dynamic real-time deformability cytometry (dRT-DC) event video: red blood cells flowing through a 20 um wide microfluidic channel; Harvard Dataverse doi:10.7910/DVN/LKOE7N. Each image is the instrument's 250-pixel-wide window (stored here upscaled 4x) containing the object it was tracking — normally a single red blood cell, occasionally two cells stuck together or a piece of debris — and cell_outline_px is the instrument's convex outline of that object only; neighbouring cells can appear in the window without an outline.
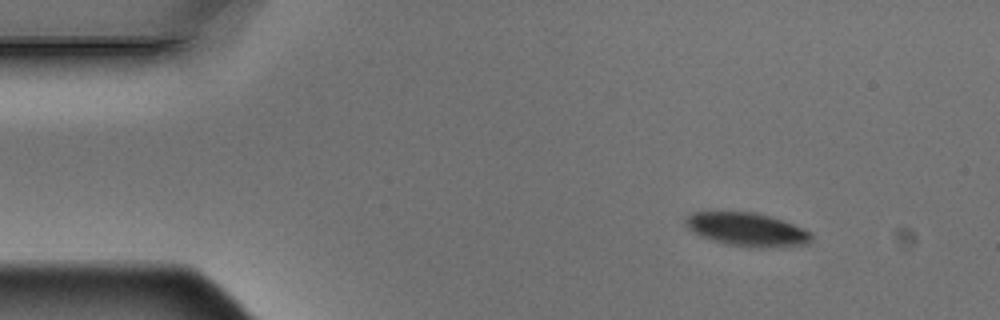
{"species": "Egyptian fruit bat (a non-hibernating species)", "species_latin": "Rousettus aegyptiacus", "temperature_condition": "warm", "stored_images_in_passage": 4, "camera_frame_rate_fps": 3000, "um_per_image_px": 0.085, "animal": {"sex": "male"}, "frame": {"image": 1, "passage_image": 1, "time_ms": 0.0, "image_size_px": [1000, 320], "cell_outline_px": [[812, 240], [808, 244], [768, 248], [760, 248], [728, 244], [712, 240], [688, 228], [684, 220], [684, 216], [692, 212], [756, 212], [792, 224], [808, 232], [812, 236]], "centroid_in_image_um": [63.48, 19.5], "position_along_channel_um": 21.5, "area_um2": 24.1}}
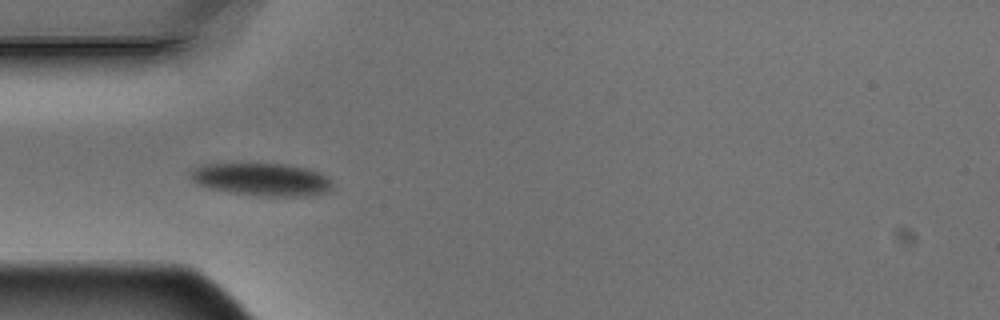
{"frame": {"image": 2, "passage_image": 3, "time_ms": 0.667, "image_size_px": [1000, 320], "cell_outline_px": [[332, 188], [324, 192], [304, 196], [264, 196], [232, 192], [208, 188], [196, 184], [188, 176], [188, 172], [192, 168], [200, 164], [288, 164], [308, 168], [320, 172], [328, 176], [332, 180]], "centroid_in_image_um": [22.22, 15.24], "position_along_channel_um": 62.8, "area_um2": 27.28}}
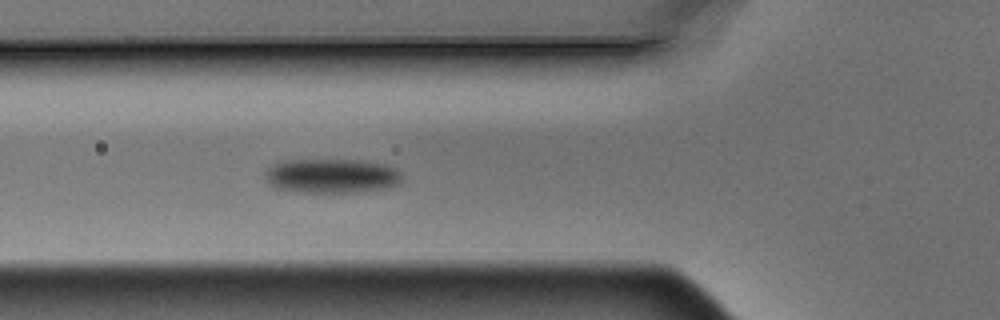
{"frame": {"image": 3, "passage_image": 4, "time_ms": 1.0, "image_size_px": [1000, 320], "cell_outline_px": [[404, 180], [400, 184], [384, 188], [364, 192], [304, 192], [284, 188], [268, 184], [264, 176], [264, 172], [272, 164], [280, 160], [360, 160], [384, 164], [400, 168]], "centroid_in_image_um": [28.26, 14.93], "position_along_channel_um": 97.5, "area_um2": 27.74}}